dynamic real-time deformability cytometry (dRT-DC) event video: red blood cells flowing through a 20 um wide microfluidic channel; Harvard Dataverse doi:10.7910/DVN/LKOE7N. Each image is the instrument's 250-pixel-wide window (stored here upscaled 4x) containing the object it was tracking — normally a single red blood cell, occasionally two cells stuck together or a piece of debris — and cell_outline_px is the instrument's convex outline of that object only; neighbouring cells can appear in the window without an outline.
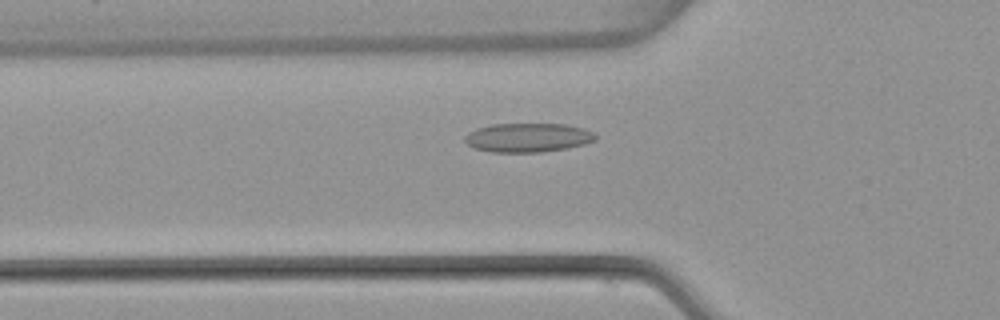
{"species": "common noctule bat (a hibernating species)", "species_latin": "Nyctalus noctula", "temperature_condition": "warm", "stored_images_in_passage": 54, "camera_frame_rate_fps": 3000, "um_per_image_px": 0.085, "animal": {"sex": "female", "body_mass_g": 22.7, "forearm_length_mm": 54.2}, "frame": {"image": 1, "passage_image": 19, "time_ms": 6.0, "image_size_px": [1000, 320], "cell_outline_px": [[596, 140], [584, 144], [568, 148], [540, 152], [492, 152], [476, 148], [468, 144], [464, 140], [464, 136], [468, 132], [476, 128], [492, 124], [564, 124], [584, 128], [592, 132], [596, 136]], "centroid_in_image_um": [44.86, 11.69], "position_along_channel_um": 80.9, "area_um2": 22.08}}
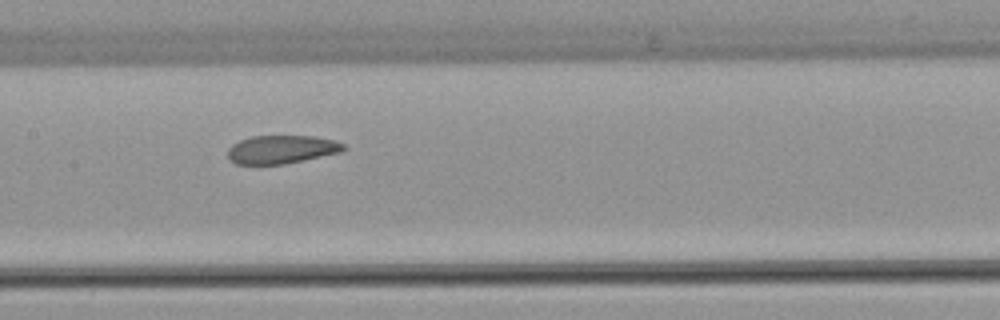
{"frame": {"image": 2, "passage_image": 27, "time_ms": 8.667, "image_size_px": [1000, 320], "cell_outline_px": [[348, 148], [340, 152], [284, 164], [236, 164], [228, 156], [228, 148], [232, 144], [240, 140], [252, 136], [316, 136], [336, 140], [344, 144]], "centroid_in_image_um": [23.96, 12.69], "position_along_channel_um": 183.4, "area_um2": 19.07}}
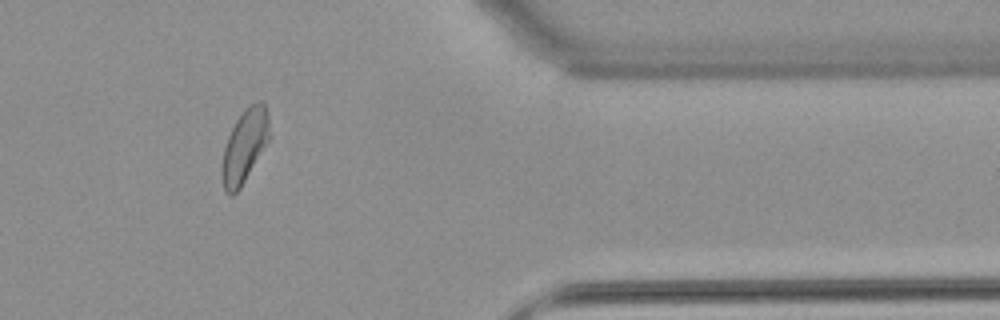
{"frame": {"image": 3, "passage_image": 45, "time_ms": 14.667, "image_size_px": [1000, 320], "cell_outline_px": [[272, 136], [240, 188], [232, 196], [228, 196], [224, 192], [220, 176], [220, 168], [224, 148], [228, 136], [236, 120], [244, 108], [260, 100], [264, 104], [268, 116]], "centroid_in_image_um": [20.78, 12.45], "position_along_channel_um": 390.6, "area_um2": 20.69}, "authors_computed_cell_mechanics": {"area_um2": 20.9525, "velocity_mm_per_s": 3.8189, "shape_relaxation_time_tau1_ms": 10.5425, "shape_relaxation_time_tau2_ms": 2.0706, "deformation_change_tau1": 0.19, "deformation_change_tau2": 0.0753}}